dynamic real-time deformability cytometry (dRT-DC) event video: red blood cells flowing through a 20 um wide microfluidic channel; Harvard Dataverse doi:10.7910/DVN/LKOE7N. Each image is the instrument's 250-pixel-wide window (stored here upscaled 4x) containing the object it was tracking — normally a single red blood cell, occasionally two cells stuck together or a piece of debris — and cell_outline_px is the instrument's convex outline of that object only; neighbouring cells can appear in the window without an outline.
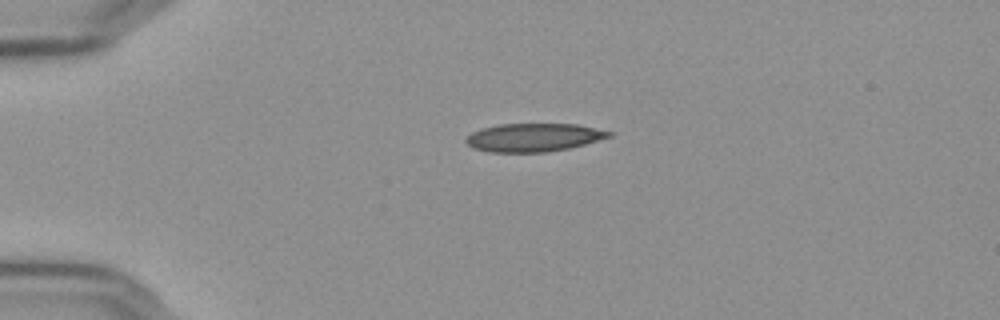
{"species": "Egyptian fruit bat (a non-hibernating species)", "species_latin": "Rousettus aegyptiacus", "temperature_condition": "cold", "stored_images_in_passage": 2, "camera_frame_rate_fps": 3000, "um_per_image_px": 0.085, "frame": {"image": 1, "passage_image": 1, "time_ms": 0.0, "image_size_px": [1000, 320], "cell_outline_px": [[612, 136], [584, 144], [568, 148], [544, 152], [492, 152], [476, 148], [468, 144], [464, 140], [472, 132], [480, 128], [500, 124], [576, 124], [612, 132]], "centroid_in_image_um": [45.34, 11.67], "position_along_channel_um": 39.7, "area_um2": 23.24}}